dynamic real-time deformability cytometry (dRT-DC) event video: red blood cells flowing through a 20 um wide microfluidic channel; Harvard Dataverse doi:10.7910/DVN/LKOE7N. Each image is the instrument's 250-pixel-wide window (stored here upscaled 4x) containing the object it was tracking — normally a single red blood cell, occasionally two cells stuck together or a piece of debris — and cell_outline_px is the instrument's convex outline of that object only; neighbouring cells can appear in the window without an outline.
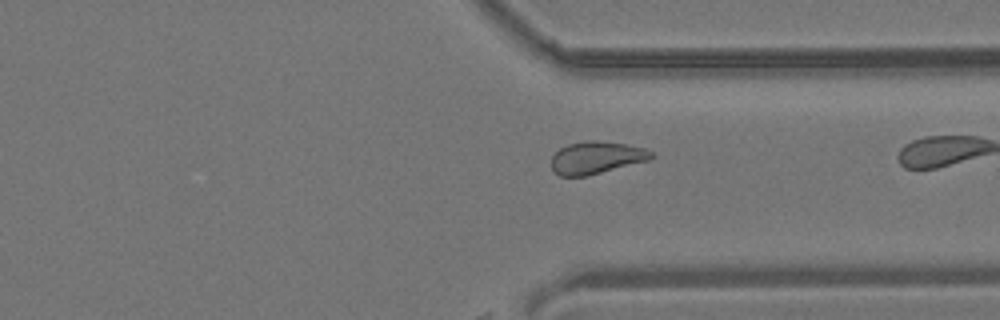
{"species": "common noctule bat (a hibernating species)", "species_latin": "Nyctalus noctula", "temperature_condition": "room temperature", "stored_images_in_passage": 26, "camera_frame_rate_fps": 3000, "um_per_image_px": 0.085, "animal": {"sex": "male", "body_mass_g": 19.2, "forearm_length_mm": 51.8}, "frame": {"image": 1, "passage_image": 26, "time_ms": 8.333, "image_size_px": [1000, 320], "cell_outline_px": [[656, 156], [648, 160], [588, 176], [560, 176], [552, 172], [552, 156], [560, 148], [568, 144], [588, 140], [596, 140], [624, 144], [644, 148], [652, 152]], "centroid_in_image_um": [50.67, 13.41], "position_along_channel_um": 360.7, "area_um2": 18.84}}